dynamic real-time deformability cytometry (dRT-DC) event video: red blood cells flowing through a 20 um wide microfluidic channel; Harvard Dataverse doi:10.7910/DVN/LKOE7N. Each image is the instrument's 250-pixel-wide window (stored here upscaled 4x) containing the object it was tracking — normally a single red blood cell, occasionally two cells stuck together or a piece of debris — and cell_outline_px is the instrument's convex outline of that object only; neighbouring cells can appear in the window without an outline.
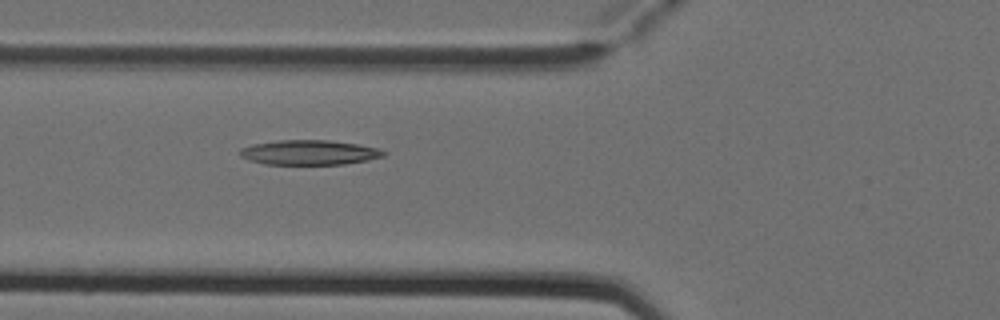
{"species": "Egyptian fruit bat (a non-hibernating species)", "species_latin": "Rousettus aegyptiacus", "temperature_condition": "cold", "stored_images_in_passage": 4, "camera_frame_rate_fps": 3000, "um_per_image_px": 0.085, "animal": {"sex": "female"}, "frame": {"image": 1, "passage_image": 4, "time_ms": 1.0, "image_size_px": [1000, 320], "cell_outline_px": [[388, 152], [384, 156], [368, 160], [344, 164], [264, 164], [248, 160], [240, 156], [240, 148], [252, 144], [280, 140], [328, 140], [356, 144], [376, 148]], "centroid_in_image_um": [26.26, 12.96], "position_along_channel_um": 99.5, "area_um2": 20.69}}